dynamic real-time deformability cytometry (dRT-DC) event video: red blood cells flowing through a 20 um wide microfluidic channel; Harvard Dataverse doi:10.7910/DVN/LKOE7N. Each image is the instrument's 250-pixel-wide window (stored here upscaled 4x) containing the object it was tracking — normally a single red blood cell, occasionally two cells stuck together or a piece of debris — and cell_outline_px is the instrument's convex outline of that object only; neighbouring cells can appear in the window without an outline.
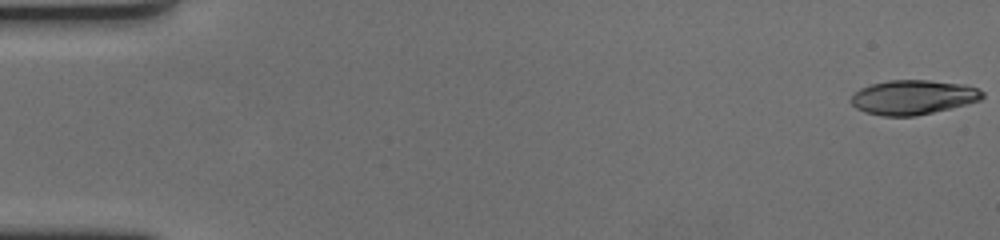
{"species": "human", "species_latin": "Homo sapiens", "temperature_condition": "cold", "stored_images_in_passage": 62, "camera_frame_rate_fps": 3000, "um_per_image_px": 0.085, "donor": {"sex": "female"}, "frame": {"image": 1, "passage_image": 1, "time_ms": 0.0, "image_size_px": [1000, 240], "cell_outline_px": [[984, 96], [980, 100], [968, 104], [916, 116], [884, 116], [864, 112], [856, 108], [848, 100], [860, 88], [872, 84], [888, 80], [928, 80], [964, 84], [976, 88], [984, 92]], "centroid_in_image_um": [77.61, 8.27], "position_along_channel_um": 7.4, "area_um2": 26.47}}
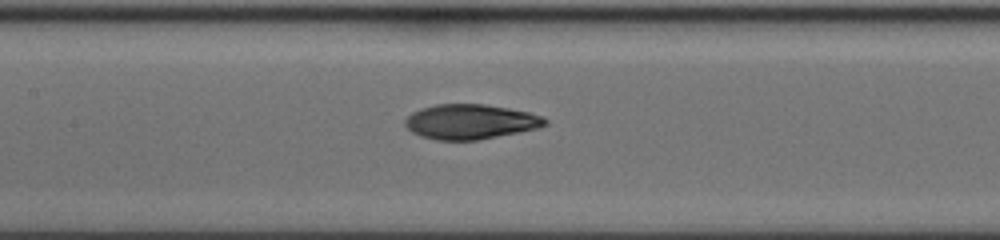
{"frame": {"image": 2, "passage_image": 30, "time_ms": 9.667, "image_size_px": [1000, 240], "cell_outline_px": [[548, 124], [540, 128], [476, 140], [436, 140], [420, 136], [412, 132], [404, 124], [404, 120], [412, 112], [420, 108], [436, 104], [484, 104], [508, 108], [528, 112], [540, 116], [548, 120]], "centroid_in_image_um": [39.97, 10.34], "position_along_channel_um": 167.4, "area_um2": 28.44}}
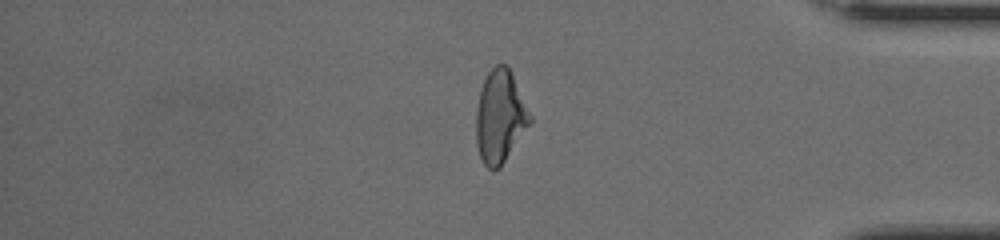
{"frame": {"image": 3, "passage_image": 52, "time_ms": 17.0, "image_size_px": [1000, 240], "cell_outline_px": [[532, 120], [500, 168], [492, 172], [484, 164], [480, 156], [476, 144], [476, 108], [480, 88], [488, 72], [496, 64], [508, 64], [512, 72], [532, 116]], "centroid_in_image_um": [42.49, 9.9], "position_along_channel_um": 392.7, "area_um2": 29.3}, "authors_computed_cell_mechanics": {"area_um2": 28.6688, "velocity_mm_per_s": 3.4174, "shape_relaxation_time_tau1_ms": 5.0884, "shape_relaxation_time_tau2_ms": 2.0993, "deformation_change_tau1": 0.2252, "deformation_change_tau2": 0.0711}}